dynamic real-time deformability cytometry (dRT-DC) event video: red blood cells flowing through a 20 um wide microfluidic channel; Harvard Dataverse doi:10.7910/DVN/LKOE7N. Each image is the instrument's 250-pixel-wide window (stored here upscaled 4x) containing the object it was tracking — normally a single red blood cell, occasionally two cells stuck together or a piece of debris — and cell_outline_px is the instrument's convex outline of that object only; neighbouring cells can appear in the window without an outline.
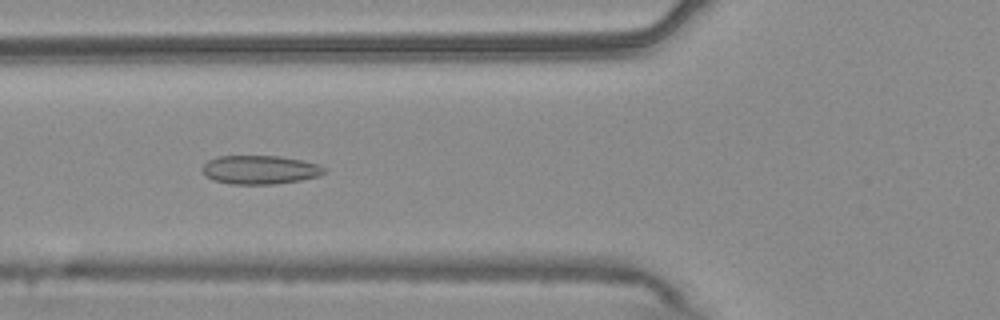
{"species": "common noctule bat (a hibernating species)", "species_latin": "Nyctalus noctula", "temperature_condition": "warm", "stored_images_in_passage": 55, "camera_frame_rate_fps": 3000, "um_per_image_px": 0.085, "animal": {"sex": "male", "body_mass_g": 20.4}, "frame": {"image": 1, "passage_image": 20, "time_ms": 6.333, "image_size_px": [1000, 320], "cell_outline_px": [[324, 172], [320, 176], [300, 180], [276, 184], [232, 184], [212, 180], [204, 176], [200, 168], [208, 160], [216, 156], [280, 156], [320, 164], [324, 168]], "centroid_in_image_um": [22.05, 14.43], "position_along_channel_um": 103.8, "area_um2": 20.58}}
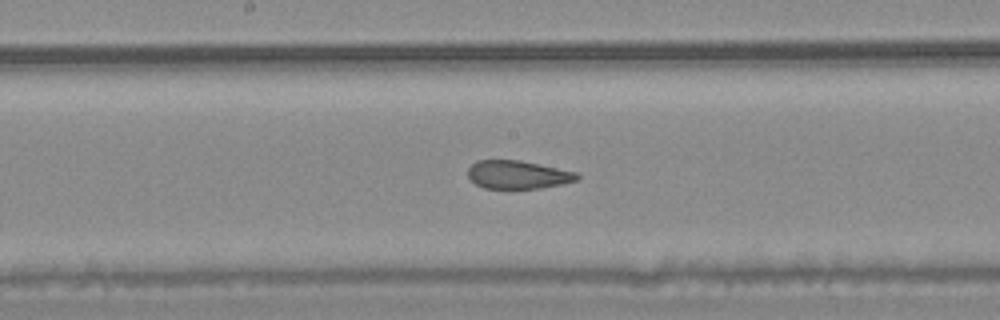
{"frame": {"image": 2, "passage_image": 28, "time_ms": 9.0, "image_size_px": [1000, 320], "cell_outline_px": [[580, 180], [540, 188], [484, 188], [476, 184], [468, 176], [468, 168], [476, 160], [520, 160], [576, 172], [580, 176]], "centroid_in_image_um": [44.02, 14.84], "position_along_channel_um": 204.2, "area_um2": 17.86}}
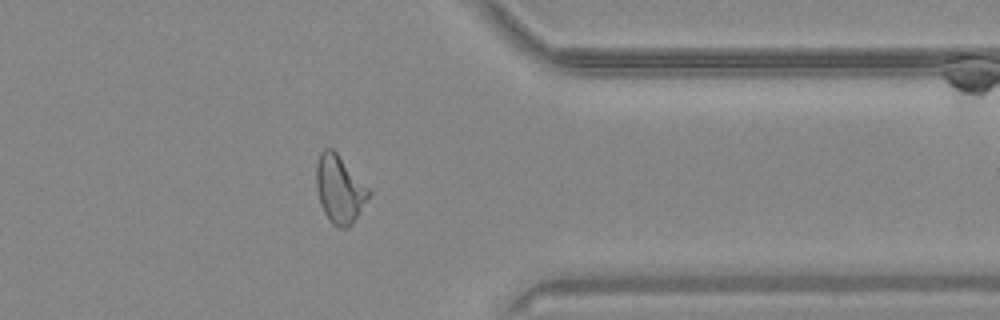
{"frame": {"image": 3, "passage_image": 43, "time_ms": 14.0, "image_size_px": [1000, 320], "cell_outline_px": [[372, 192], [352, 224], [348, 228], [340, 228], [332, 224], [328, 220], [320, 204], [316, 188], [316, 164], [320, 152], [324, 148], [332, 148], [336, 152]], "centroid_in_image_um": [28.84, 16.09], "position_along_channel_um": 382.6, "area_um2": 20.63}, "authors_computed_cell_mechanics": {"area_um2": 20.808, "velocity_mm_per_s": 3.7721, "shape_relaxation_time_tau1_ms": null, "shape_relaxation_time_tau2_ms": 1.5005, "deformation_change_tau1": null, "deformation_change_tau2": 0.0847}}